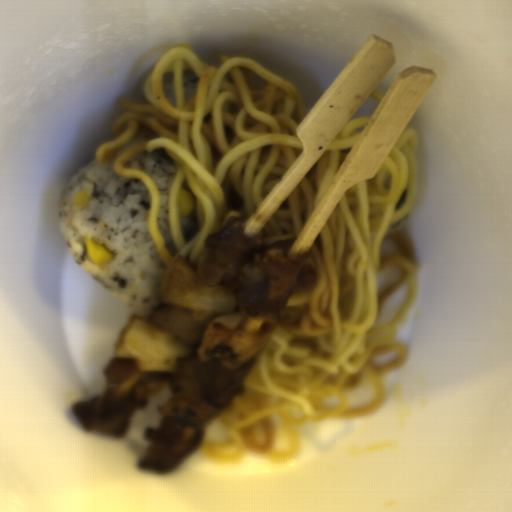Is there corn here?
<instances>
[{"mask_svg":"<svg viewBox=\"0 0 512 512\" xmlns=\"http://www.w3.org/2000/svg\"><path fill=\"white\" fill-rule=\"evenodd\" d=\"M195 201L193 197L180 187L178 191V211L179 217L188 216L194 210Z\"/></svg>","mask_w":512,"mask_h":512,"instance_id":"2","label":"corn"},{"mask_svg":"<svg viewBox=\"0 0 512 512\" xmlns=\"http://www.w3.org/2000/svg\"><path fill=\"white\" fill-rule=\"evenodd\" d=\"M91 202V195L87 191H80L75 194L73 198V205L75 207H86Z\"/></svg>","mask_w":512,"mask_h":512,"instance_id":"3","label":"corn"},{"mask_svg":"<svg viewBox=\"0 0 512 512\" xmlns=\"http://www.w3.org/2000/svg\"><path fill=\"white\" fill-rule=\"evenodd\" d=\"M84 248L87 257L95 265H105L110 262L112 258V252L99 242L92 238H83Z\"/></svg>","mask_w":512,"mask_h":512,"instance_id":"1","label":"corn"}]
</instances>
